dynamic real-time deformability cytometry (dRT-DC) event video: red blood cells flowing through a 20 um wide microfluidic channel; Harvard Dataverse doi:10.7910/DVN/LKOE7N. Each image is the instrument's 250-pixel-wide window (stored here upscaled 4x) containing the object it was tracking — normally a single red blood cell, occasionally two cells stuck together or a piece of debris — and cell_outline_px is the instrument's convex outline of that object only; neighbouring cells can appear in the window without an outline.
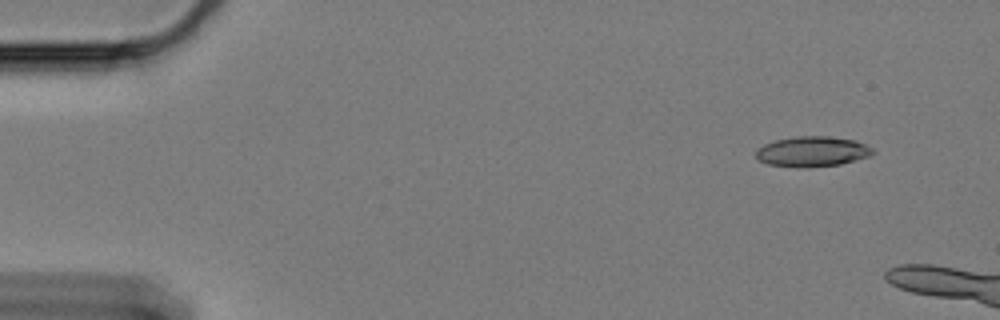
{"species": "Egyptian fruit bat (a non-hibernating species)", "species_latin": "Rousettus aegyptiacus", "temperature_condition": "cold", "stored_images_in_passage": 12, "camera_frame_rate_fps": 3000, "um_per_image_px": 0.085, "animal": {"sex": "female"}, "frame": {"image": 1, "passage_image": 1, "time_ms": 0.0, "image_size_px": [1000, 320], "cell_outline_px": [[876, 152], [872, 156], [840, 164], [808, 168], [768, 164], [756, 160], [756, 148], [764, 144], [776, 140], [796, 136], [828, 136], [856, 140], [872, 148]], "centroid_in_image_um": [69.05, 12.88], "position_along_channel_um": 15.9, "area_um2": 20.81}}